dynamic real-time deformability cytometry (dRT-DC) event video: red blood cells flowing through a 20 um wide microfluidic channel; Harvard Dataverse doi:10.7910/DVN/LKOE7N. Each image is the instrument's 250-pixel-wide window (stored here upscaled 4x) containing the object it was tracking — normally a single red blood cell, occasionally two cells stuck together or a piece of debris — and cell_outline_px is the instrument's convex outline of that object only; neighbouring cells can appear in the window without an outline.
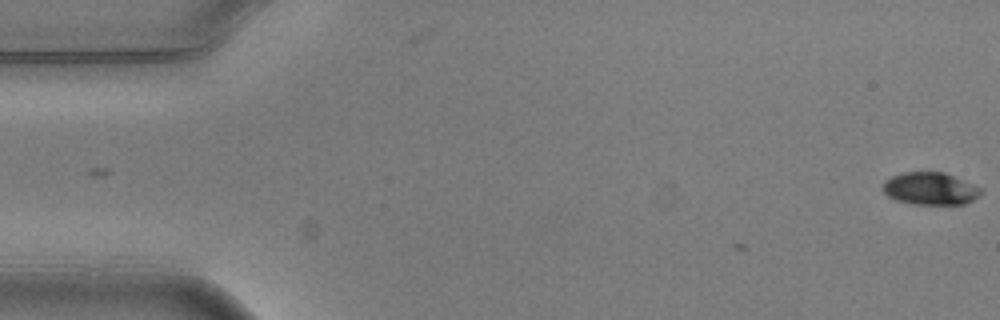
{"species": "common noctule bat (a hibernating species)", "species_latin": "Nyctalus noctula", "temperature_condition": "warm", "stored_images_in_passage": 2, "camera_frame_rate_fps": 3000, "um_per_image_px": 0.085, "animal": {"sex": "male", "body_mass_g": 20.5, "forearm_length_mm": 52.5}, "frame": {"image": 1, "passage_image": 2, "time_ms": 0.333, "image_size_px": [1000, 320], "cell_outline_px": [[984, 192], [980, 196], [964, 204], [912, 204], [896, 200], [888, 196], [884, 192], [884, 180], [892, 176], [904, 172], [944, 172], [984, 188]], "centroid_in_image_um": [79.12, 16.03], "position_along_channel_um": 5.9, "area_um2": 18.67}}